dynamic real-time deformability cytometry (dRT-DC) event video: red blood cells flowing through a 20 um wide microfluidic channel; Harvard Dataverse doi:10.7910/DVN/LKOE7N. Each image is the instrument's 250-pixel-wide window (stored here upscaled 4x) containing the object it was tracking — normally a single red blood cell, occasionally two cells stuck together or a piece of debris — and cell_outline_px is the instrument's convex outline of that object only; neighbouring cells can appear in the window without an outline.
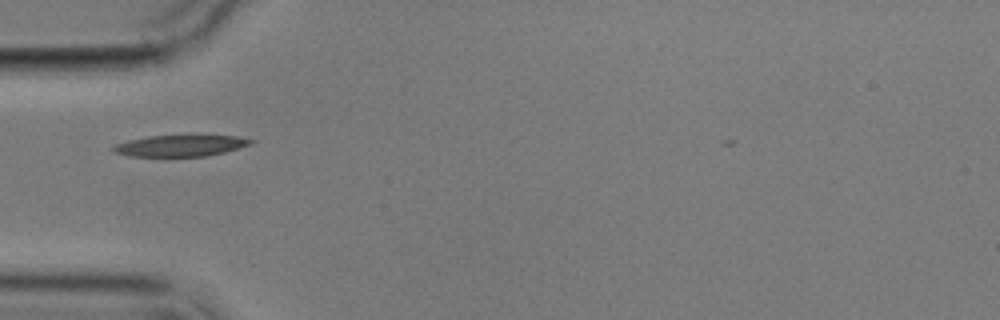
{"species": "common noctule bat (a hibernating species)", "species_latin": "Nyctalus noctula", "temperature_condition": "cold", "stored_images_in_passage": 5, "camera_frame_rate_fps": 3000, "um_per_image_px": 0.085, "animal": {"sex": "male", "body_mass_g": 17.9}, "frame": {"image": 1, "passage_image": 1, "time_ms": 0.0, "image_size_px": [1000, 320], "cell_outline_px": [[256, 140], [252, 144], [224, 152], [208, 156], [128, 156], [116, 152], [112, 148], [112, 144], [128, 140], [148, 136], [236, 136]], "centroid_in_image_um": [15.32, 12.38], "position_along_channel_um": 69.7, "area_um2": 16.94}}
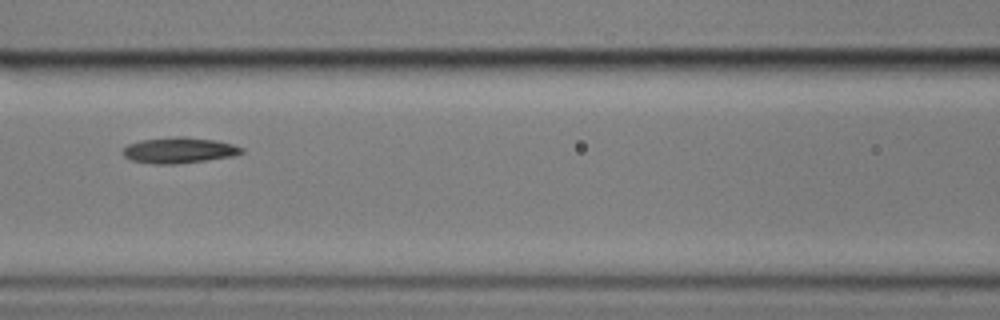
{"frame": {"image": 2, "passage_image": 3, "time_ms": 2.333, "image_size_px": [1000, 320], "cell_outline_px": [[244, 152], [232, 156], [176, 164], [152, 164], [132, 160], [124, 156], [120, 152], [128, 144], [140, 140], [176, 136], [184, 136], [216, 140], [232, 144], [244, 148]], "centroid_in_image_um": [15.19, 12.76], "position_along_channel_um": 151.4, "area_um2": 17.92}}
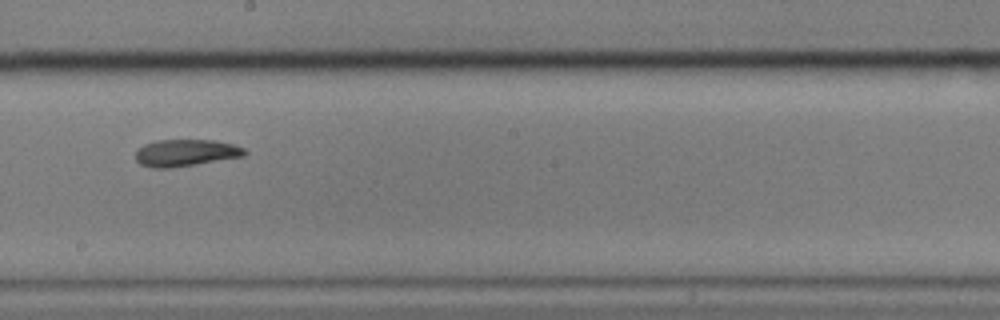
{"frame": {"image": 3, "passage_image": 5, "time_ms": 4.667, "image_size_px": [1000, 320], "cell_outline_px": [[248, 152], [244, 156], [172, 168], [152, 168], [140, 164], [136, 160], [136, 152], [144, 144], [156, 140], [216, 140], [232, 144], [244, 148]], "centroid_in_image_um": [15.79, 12.99], "position_along_channel_um": 232.4, "area_um2": 17.11}}